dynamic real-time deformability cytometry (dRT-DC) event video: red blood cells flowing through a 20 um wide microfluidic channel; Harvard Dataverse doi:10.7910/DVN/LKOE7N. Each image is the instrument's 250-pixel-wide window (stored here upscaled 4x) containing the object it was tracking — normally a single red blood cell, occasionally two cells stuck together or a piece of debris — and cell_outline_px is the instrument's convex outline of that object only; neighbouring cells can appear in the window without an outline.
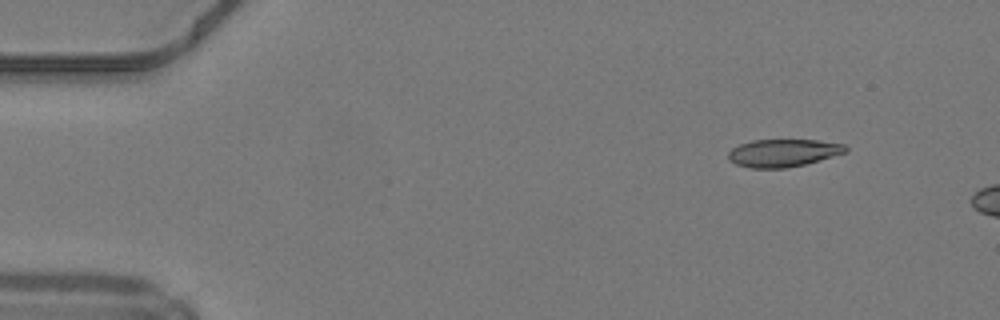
{"species": "common noctule bat (a hibernating species)", "species_latin": "Nyctalus noctula", "temperature_condition": "warm", "stored_images_in_passage": 6, "camera_frame_rate_fps": 3000, "um_per_image_px": 0.085, "animal": {"sex": "male", "body_mass_g": 19.2, "forearm_length_mm": 51.8}, "frame": {"image": 1, "passage_image": 1, "time_ms": 0.0, "image_size_px": [1000, 320], "cell_outline_px": [[848, 152], [804, 164], [784, 168], [752, 168], [736, 164], [728, 160], [728, 152], [732, 148], [740, 144], [752, 140], [816, 140], [844, 144], [848, 148]], "centroid_in_image_um": [66.56, 12.99], "position_along_channel_um": 18.4, "area_um2": 18.84}}